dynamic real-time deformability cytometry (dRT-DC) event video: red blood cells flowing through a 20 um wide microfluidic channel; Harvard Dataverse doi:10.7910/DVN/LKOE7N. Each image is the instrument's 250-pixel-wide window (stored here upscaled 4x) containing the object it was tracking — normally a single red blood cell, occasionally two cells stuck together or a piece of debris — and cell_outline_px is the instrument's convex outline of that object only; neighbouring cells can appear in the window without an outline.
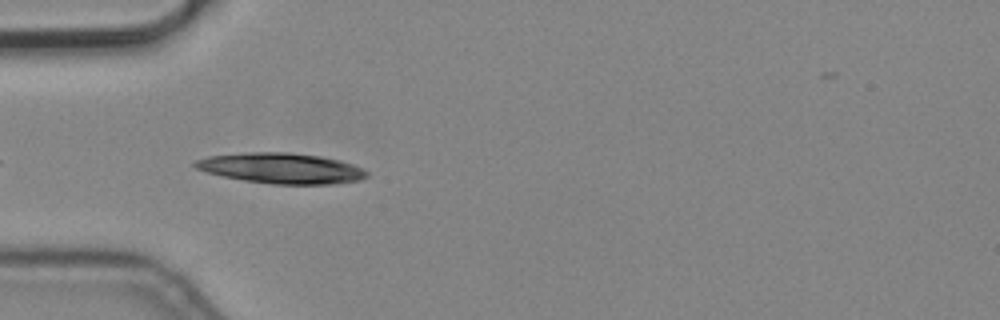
{"species": "common noctule bat (a hibernating species)", "species_latin": "Nyctalus noctula", "temperature_condition": "cold", "stored_images_in_passage": 7, "camera_frame_rate_fps": 3000, "um_per_image_px": 0.085, "animal": {"sex": "male", "body_mass_g": 19.2, "forearm_length_mm": 51.8}, "frame": {"image": 1, "passage_image": 4, "time_ms": 1.0, "image_size_px": [1000, 320], "cell_outline_px": [[368, 176], [360, 180], [332, 184], [272, 184], [244, 180], [224, 176], [208, 172], [196, 168], [192, 164], [196, 160], [208, 156], [248, 152], [288, 152], [320, 156], [340, 160], [352, 164], [368, 172]], "centroid_in_image_um": [23.92, 14.3], "position_along_channel_um": 61.1, "area_um2": 30.35}}
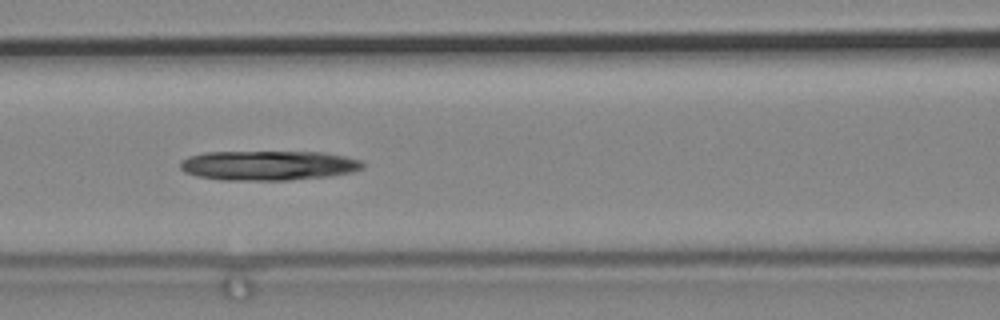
{"frame": {"image": 2, "passage_image": 6, "time_ms": 1.667, "image_size_px": [1000, 320], "cell_outline_px": [[364, 168], [352, 172], [328, 176], [288, 180], [220, 180], [196, 176], [184, 172], [180, 168], [180, 160], [188, 156], [204, 152], [324, 152], [344, 156], [360, 160], [364, 164]], "centroid_in_image_um": [22.77, 14.06], "position_along_channel_um": 143.8, "area_um2": 31.73}}
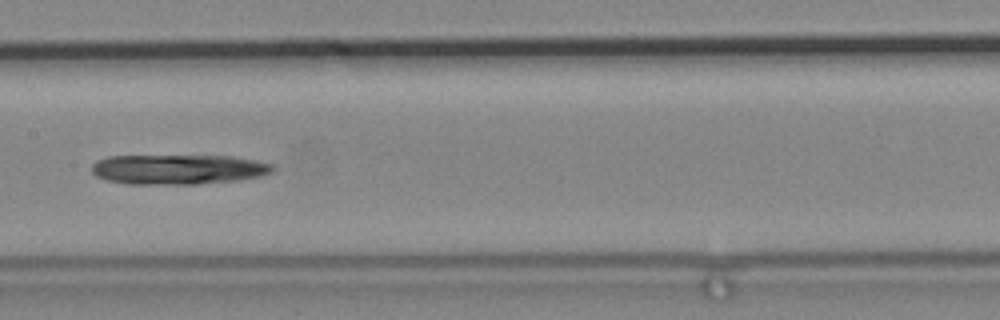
{"frame": {"image": 3, "passage_image": 7, "time_ms": 2.0, "image_size_px": [1000, 320], "cell_outline_px": [[276, 168], [272, 172], [260, 176], [236, 180], [196, 184], [128, 184], [104, 180], [96, 176], [92, 172], [92, 164], [96, 160], [108, 156], [232, 156], [256, 160], [272, 164]], "centroid_in_image_um": [15.12, 14.39], "position_along_channel_um": 192.3, "area_um2": 31.67}}